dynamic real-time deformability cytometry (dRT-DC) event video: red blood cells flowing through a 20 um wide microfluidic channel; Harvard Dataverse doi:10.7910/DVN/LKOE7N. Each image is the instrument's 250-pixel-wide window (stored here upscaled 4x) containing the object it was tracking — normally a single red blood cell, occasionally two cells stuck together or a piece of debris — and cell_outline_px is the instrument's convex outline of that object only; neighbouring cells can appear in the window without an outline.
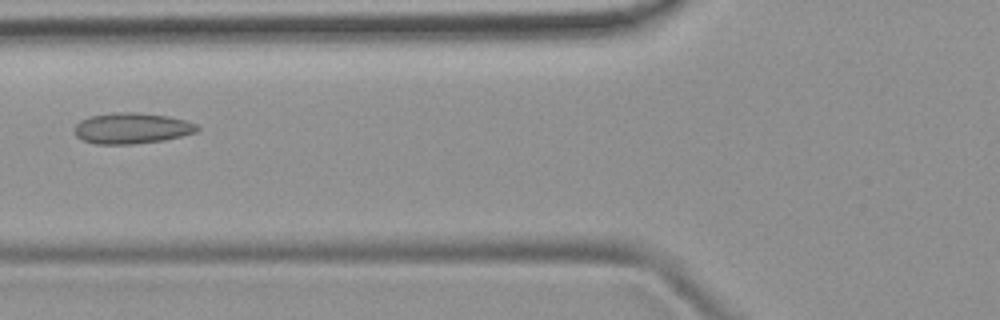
{"species": "common noctule bat (a hibernating species)", "species_latin": "Nyctalus noctula", "temperature_condition": "room temperature", "stored_images_in_passage": 5, "camera_frame_rate_fps": 3000, "um_per_image_px": 0.085, "animal": {"sex": "female", "body_mass_g": 19.9}, "frame": {"image": 1, "passage_image": 5, "time_ms": 5.333, "image_size_px": [1000, 320], "cell_outline_px": [[200, 128], [196, 132], [164, 140], [132, 144], [96, 144], [84, 140], [76, 136], [72, 128], [80, 120], [88, 116], [120, 112], [136, 112], [168, 116], [184, 120], [196, 124]], "centroid_in_image_um": [11.16, 10.9], "position_along_channel_um": 114.6, "area_um2": 22.08}}